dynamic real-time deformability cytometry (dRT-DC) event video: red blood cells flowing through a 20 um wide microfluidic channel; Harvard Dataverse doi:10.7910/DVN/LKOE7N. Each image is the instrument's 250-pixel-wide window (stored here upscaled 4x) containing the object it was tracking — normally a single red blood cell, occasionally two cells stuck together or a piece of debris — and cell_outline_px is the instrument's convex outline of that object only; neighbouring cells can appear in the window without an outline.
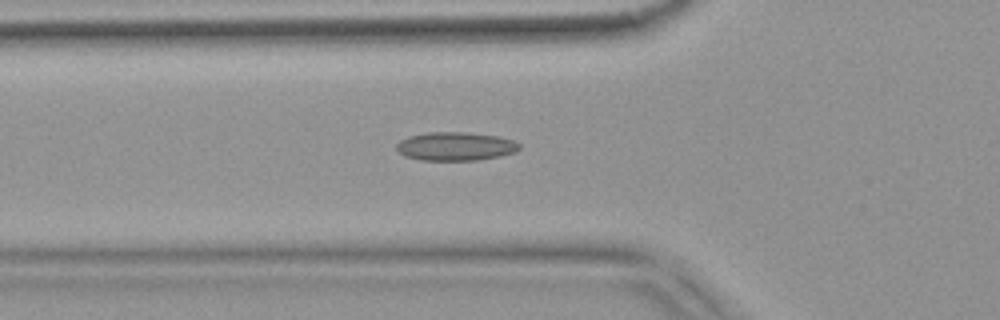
{"species": "common noctule bat (a hibernating species)", "species_latin": "Nyctalus noctula", "temperature_condition": "warm", "stored_images_in_passage": 52, "camera_frame_rate_fps": 3000, "um_per_image_px": 0.085, "animal": {"sex": "female", "body_mass_g": 18.4}, "frame": {"image": 1, "passage_image": 19, "time_ms": 6.0, "image_size_px": [1000, 320], "cell_outline_px": [[520, 148], [516, 152], [500, 156], [476, 160], [420, 160], [404, 156], [396, 148], [396, 144], [400, 140], [408, 136], [428, 132], [468, 132], [500, 136], [512, 140], [520, 144]], "centroid_in_image_um": [38.72, 12.43], "position_along_channel_um": 87.1, "area_um2": 20.58}}
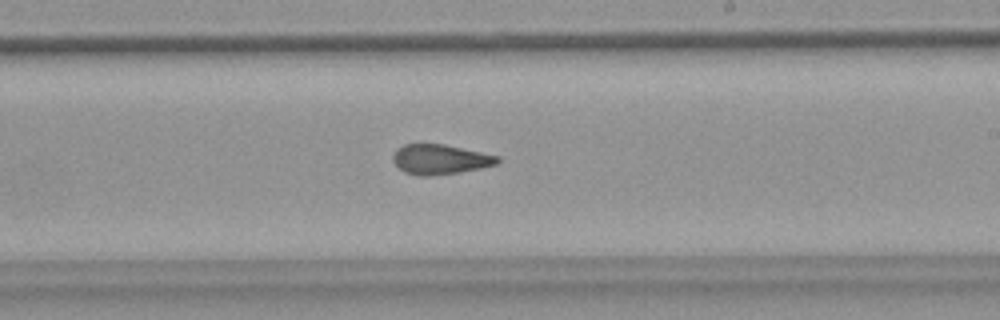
{"frame": {"image": 2, "passage_image": 32, "time_ms": 10.333, "image_size_px": [1000, 320], "cell_outline_px": [[500, 160], [496, 164], [480, 168], [460, 172], [432, 176], [416, 176], [404, 172], [392, 160], [392, 156], [396, 148], [404, 144], [444, 144], [500, 156]], "centroid_in_image_um": [37.39, 13.55], "position_along_channel_um": 251.6, "area_um2": 18.32}}
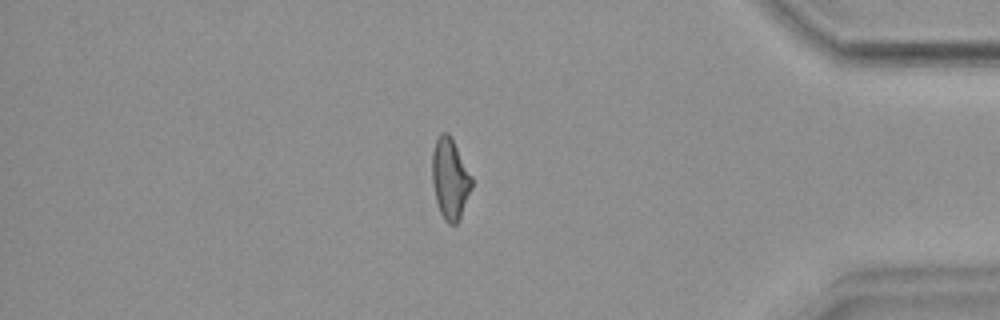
{"frame": {"image": 3, "passage_image": 46, "time_ms": 15.0, "image_size_px": [1000, 320], "cell_outline_px": [[472, 188], [460, 216], [456, 224], [448, 224], [444, 220], [440, 212], [436, 200], [432, 180], [432, 152], [436, 140], [444, 132], [448, 132], [472, 176]], "centroid_in_image_um": [38.25, 15.21], "position_along_channel_um": 397.0, "area_um2": 18.32}}